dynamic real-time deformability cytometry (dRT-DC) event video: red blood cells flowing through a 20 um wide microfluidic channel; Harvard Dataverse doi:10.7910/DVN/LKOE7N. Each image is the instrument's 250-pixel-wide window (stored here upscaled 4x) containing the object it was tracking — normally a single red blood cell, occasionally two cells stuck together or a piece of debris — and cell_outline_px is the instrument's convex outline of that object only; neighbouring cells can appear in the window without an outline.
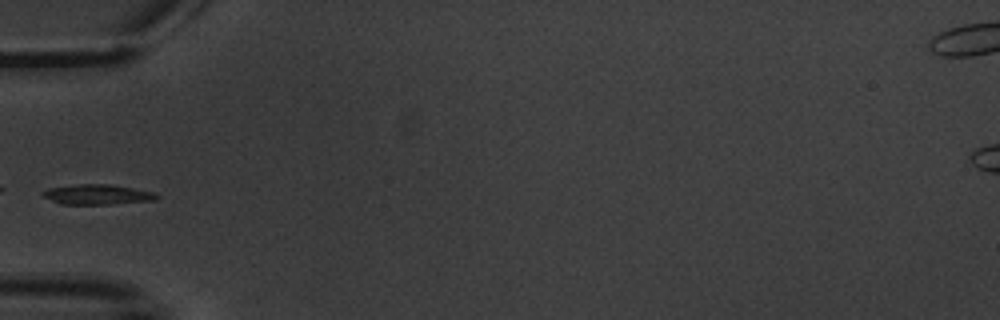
{"species": "common noctule bat (a hibernating species)", "species_latin": "Nyctalus noctula", "temperature_condition": "warm", "stored_images_in_passage": 6, "camera_frame_rate_fps": 3000, "um_per_image_px": 0.085, "animal": {"sex": "male", "body_mass_g": 20.1, "forearm_length_mm": 53.5}, "frame": {"image": 1, "passage_image": 5, "time_ms": 5.0, "image_size_px": [1000, 320], "cell_outline_px": [[160, 196], [156, 200], [112, 204], [60, 204], [44, 196], [40, 192], [48, 188], [80, 184], [112, 184], [152, 192]], "centroid_in_image_um": [8.28, 16.53], "position_along_channel_um": 76.7, "area_um2": 13.24}}